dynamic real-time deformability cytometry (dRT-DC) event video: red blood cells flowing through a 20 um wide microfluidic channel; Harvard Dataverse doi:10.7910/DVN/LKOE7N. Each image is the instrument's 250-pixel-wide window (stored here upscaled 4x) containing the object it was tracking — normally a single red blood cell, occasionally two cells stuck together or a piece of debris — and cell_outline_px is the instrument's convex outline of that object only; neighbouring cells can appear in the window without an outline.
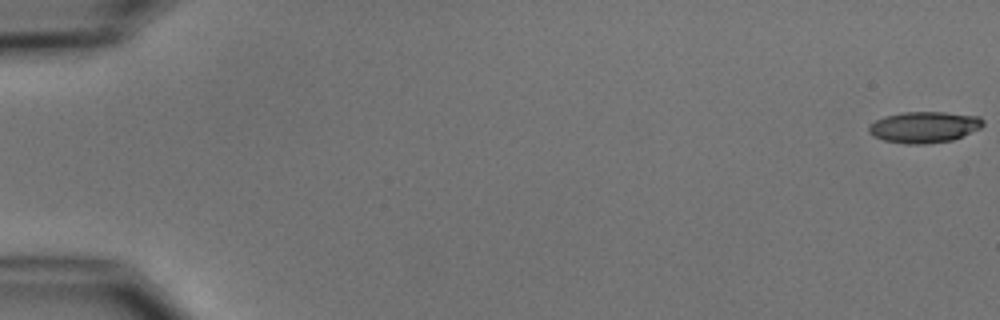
{"species": "common noctule bat (a hibernating species)", "species_latin": "Nyctalus noctula", "temperature_condition": "cold", "stored_images_in_passage": 6, "camera_frame_rate_fps": 3000, "um_per_image_px": 0.085, "animal": {"sex": "male", "body_mass_g": 15.6}, "frame": {"image": 1, "passage_image": 1, "time_ms": 0.0, "image_size_px": [1000, 320], "cell_outline_px": [[984, 124], [980, 128], [952, 140], [924, 144], [904, 144], [884, 140], [872, 136], [868, 132], [868, 128], [876, 120], [884, 116], [904, 112], [944, 112], [980, 116], [984, 120]], "centroid_in_image_um": [78.55, 10.8], "position_along_channel_um": 6.4, "area_um2": 20.75}}
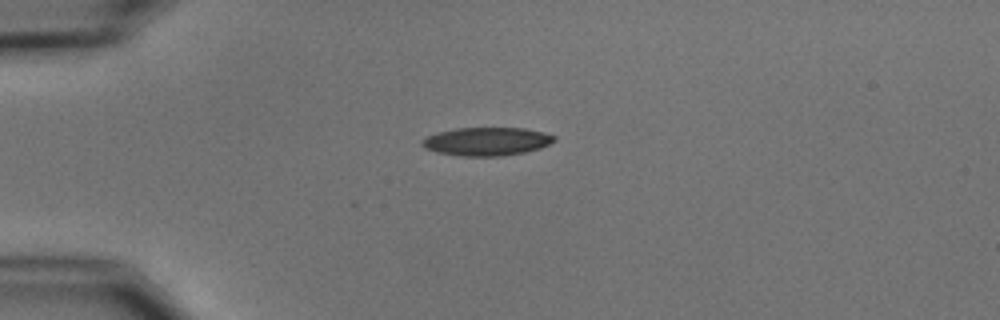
{"frame": {"image": 2, "passage_image": 5, "time_ms": 4.667, "image_size_px": [1000, 320], "cell_outline_px": [[556, 140], [540, 148], [524, 152], [500, 156], [460, 156], [436, 152], [424, 148], [420, 144], [420, 140], [436, 132], [456, 128], [524, 128], [544, 132], [556, 136]], "centroid_in_image_um": [41.33, 12.02], "position_along_channel_um": 43.7, "area_um2": 21.91}}